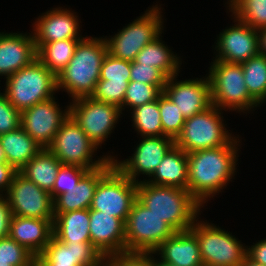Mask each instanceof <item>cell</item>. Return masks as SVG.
Returning a JSON list of instances; mask_svg holds the SVG:
<instances>
[{
  "label": "cell",
  "mask_w": 266,
  "mask_h": 266,
  "mask_svg": "<svg viewBox=\"0 0 266 266\" xmlns=\"http://www.w3.org/2000/svg\"><path fill=\"white\" fill-rule=\"evenodd\" d=\"M239 137L228 145L187 153L189 193L204 207L235 176Z\"/></svg>",
  "instance_id": "obj_1"
},
{
  "label": "cell",
  "mask_w": 266,
  "mask_h": 266,
  "mask_svg": "<svg viewBox=\"0 0 266 266\" xmlns=\"http://www.w3.org/2000/svg\"><path fill=\"white\" fill-rule=\"evenodd\" d=\"M107 53L105 38L84 37L67 66L56 76L57 90L67 92L70 100L90 97L100 80L101 65Z\"/></svg>",
  "instance_id": "obj_2"
},
{
  "label": "cell",
  "mask_w": 266,
  "mask_h": 266,
  "mask_svg": "<svg viewBox=\"0 0 266 266\" xmlns=\"http://www.w3.org/2000/svg\"><path fill=\"white\" fill-rule=\"evenodd\" d=\"M137 199L176 232L189 230L202 213L203 206L188 190L150 184L141 179L137 183Z\"/></svg>",
  "instance_id": "obj_3"
},
{
  "label": "cell",
  "mask_w": 266,
  "mask_h": 266,
  "mask_svg": "<svg viewBox=\"0 0 266 266\" xmlns=\"http://www.w3.org/2000/svg\"><path fill=\"white\" fill-rule=\"evenodd\" d=\"M210 65L207 76L211 86L212 105L222 111L243 112L246 115L261 106L247 90L241 64L213 60Z\"/></svg>",
  "instance_id": "obj_4"
},
{
  "label": "cell",
  "mask_w": 266,
  "mask_h": 266,
  "mask_svg": "<svg viewBox=\"0 0 266 266\" xmlns=\"http://www.w3.org/2000/svg\"><path fill=\"white\" fill-rule=\"evenodd\" d=\"M5 84L3 92L19 112L49 100L59 92L56 76L37 58L30 65L6 78Z\"/></svg>",
  "instance_id": "obj_5"
},
{
  "label": "cell",
  "mask_w": 266,
  "mask_h": 266,
  "mask_svg": "<svg viewBox=\"0 0 266 266\" xmlns=\"http://www.w3.org/2000/svg\"><path fill=\"white\" fill-rule=\"evenodd\" d=\"M221 114L222 110L212 105L186 118L175 145L185 153L228 145L236 136L227 130Z\"/></svg>",
  "instance_id": "obj_6"
},
{
  "label": "cell",
  "mask_w": 266,
  "mask_h": 266,
  "mask_svg": "<svg viewBox=\"0 0 266 266\" xmlns=\"http://www.w3.org/2000/svg\"><path fill=\"white\" fill-rule=\"evenodd\" d=\"M161 5H153L111 38L104 37L108 53L133 62L139 51L163 33Z\"/></svg>",
  "instance_id": "obj_7"
},
{
  "label": "cell",
  "mask_w": 266,
  "mask_h": 266,
  "mask_svg": "<svg viewBox=\"0 0 266 266\" xmlns=\"http://www.w3.org/2000/svg\"><path fill=\"white\" fill-rule=\"evenodd\" d=\"M196 219L189 229L197 238L204 266H240L246 256L243 245L230 231Z\"/></svg>",
  "instance_id": "obj_8"
},
{
  "label": "cell",
  "mask_w": 266,
  "mask_h": 266,
  "mask_svg": "<svg viewBox=\"0 0 266 266\" xmlns=\"http://www.w3.org/2000/svg\"><path fill=\"white\" fill-rule=\"evenodd\" d=\"M62 165L79 166L88 171L95 170L106 164L112 155H102L94 159L95 151L99 149L81 127L69 116L56 133L53 142L47 147ZM94 155V156H93Z\"/></svg>",
  "instance_id": "obj_9"
},
{
  "label": "cell",
  "mask_w": 266,
  "mask_h": 266,
  "mask_svg": "<svg viewBox=\"0 0 266 266\" xmlns=\"http://www.w3.org/2000/svg\"><path fill=\"white\" fill-rule=\"evenodd\" d=\"M176 231L138 199L125 223V252L153 253Z\"/></svg>",
  "instance_id": "obj_10"
},
{
  "label": "cell",
  "mask_w": 266,
  "mask_h": 266,
  "mask_svg": "<svg viewBox=\"0 0 266 266\" xmlns=\"http://www.w3.org/2000/svg\"><path fill=\"white\" fill-rule=\"evenodd\" d=\"M137 199V183L115 165L98 182L89 209L105 212L126 223Z\"/></svg>",
  "instance_id": "obj_11"
},
{
  "label": "cell",
  "mask_w": 266,
  "mask_h": 266,
  "mask_svg": "<svg viewBox=\"0 0 266 266\" xmlns=\"http://www.w3.org/2000/svg\"><path fill=\"white\" fill-rule=\"evenodd\" d=\"M70 103V116L99 148L116 128L121 109L114 104L101 102L92 97H82Z\"/></svg>",
  "instance_id": "obj_12"
},
{
  "label": "cell",
  "mask_w": 266,
  "mask_h": 266,
  "mask_svg": "<svg viewBox=\"0 0 266 266\" xmlns=\"http://www.w3.org/2000/svg\"><path fill=\"white\" fill-rule=\"evenodd\" d=\"M13 215L37 219H54L53 199L47 191L20 172L14 175L5 194Z\"/></svg>",
  "instance_id": "obj_13"
},
{
  "label": "cell",
  "mask_w": 266,
  "mask_h": 266,
  "mask_svg": "<svg viewBox=\"0 0 266 266\" xmlns=\"http://www.w3.org/2000/svg\"><path fill=\"white\" fill-rule=\"evenodd\" d=\"M56 100L54 96L21 112V127L43 148L53 142L56 133L70 116V105L63 110Z\"/></svg>",
  "instance_id": "obj_14"
},
{
  "label": "cell",
  "mask_w": 266,
  "mask_h": 266,
  "mask_svg": "<svg viewBox=\"0 0 266 266\" xmlns=\"http://www.w3.org/2000/svg\"><path fill=\"white\" fill-rule=\"evenodd\" d=\"M132 156L125 160L112 159L114 165L132 182L139 183V176L150 178L165 154L175 144L169 136L142 137Z\"/></svg>",
  "instance_id": "obj_15"
},
{
  "label": "cell",
  "mask_w": 266,
  "mask_h": 266,
  "mask_svg": "<svg viewBox=\"0 0 266 266\" xmlns=\"http://www.w3.org/2000/svg\"><path fill=\"white\" fill-rule=\"evenodd\" d=\"M231 16L235 24L223 29L217 36L214 60L241 64L260 53L258 30Z\"/></svg>",
  "instance_id": "obj_16"
},
{
  "label": "cell",
  "mask_w": 266,
  "mask_h": 266,
  "mask_svg": "<svg viewBox=\"0 0 266 266\" xmlns=\"http://www.w3.org/2000/svg\"><path fill=\"white\" fill-rule=\"evenodd\" d=\"M169 77L163 92L177 105L185 118L192 117L212 106L208 76L177 81Z\"/></svg>",
  "instance_id": "obj_17"
},
{
  "label": "cell",
  "mask_w": 266,
  "mask_h": 266,
  "mask_svg": "<svg viewBox=\"0 0 266 266\" xmlns=\"http://www.w3.org/2000/svg\"><path fill=\"white\" fill-rule=\"evenodd\" d=\"M74 11L69 8H52L39 15L32 30L36 50L44 43L70 38H84L79 32L80 22Z\"/></svg>",
  "instance_id": "obj_18"
},
{
  "label": "cell",
  "mask_w": 266,
  "mask_h": 266,
  "mask_svg": "<svg viewBox=\"0 0 266 266\" xmlns=\"http://www.w3.org/2000/svg\"><path fill=\"white\" fill-rule=\"evenodd\" d=\"M91 244L103 258L125 252V223L116 217L89 209Z\"/></svg>",
  "instance_id": "obj_19"
},
{
  "label": "cell",
  "mask_w": 266,
  "mask_h": 266,
  "mask_svg": "<svg viewBox=\"0 0 266 266\" xmlns=\"http://www.w3.org/2000/svg\"><path fill=\"white\" fill-rule=\"evenodd\" d=\"M30 32H0V76L6 79L37 58L34 37Z\"/></svg>",
  "instance_id": "obj_20"
},
{
  "label": "cell",
  "mask_w": 266,
  "mask_h": 266,
  "mask_svg": "<svg viewBox=\"0 0 266 266\" xmlns=\"http://www.w3.org/2000/svg\"><path fill=\"white\" fill-rule=\"evenodd\" d=\"M103 259L91 242L63 243L52 235L43 253L35 257V264L98 266Z\"/></svg>",
  "instance_id": "obj_21"
},
{
  "label": "cell",
  "mask_w": 266,
  "mask_h": 266,
  "mask_svg": "<svg viewBox=\"0 0 266 266\" xmlns=\"http://www.w3.org/2000/svg\"><path fill=\"white\" fill-rule=\"evenodd\" d=\"M113 166L110 159L100 168L88 171L76 186L53 200V213L89 209L98 182Z\"/></svg>",
  "instance_id": "obj_22"
},
{
  "label": "cell",
  "mask_w": 266,
  "mask_h": 266,
  "mask_svg": "<svg viewBox=\"0 0 266 266\" xmlns=\"http://www.w3.org/2000/svg\"><path fill=\"white\" fill-rule=\"evenodd\" d=\"M54 219H37L14 215L9 237L24 246L35 257L42 254L53 235Z\"/></svg>",
  "instance_id": "obj_23"
},
{
  "label": "cell",
  "mask_w": 266,
  "mask_h": 266,
  "mask_svg": "<svg viewBox=\"0 0 266 266\" xmlns=\"http://www.w3.org/2000/svg\"><path fill=\"white\" fill-rule=\"evenodd\" d=\"M174 266H204L196 236L190 231L175 232L153 252Z\"/></svg>",
  "instance_id": "obj_24"
},
{
  "label": "cell",
  "mask_w": 266,
  "mask_h": 266,
  "mask_svg": "<svg viewBox=\"0 0 266 266\" xmlns=\"http://www.w3.org/2000/svg\"><path fill=\"white\" fill-rule=\"evenodd\" d=\"M144 180L150 184L171 186L187 190V153L174 144L165 154L153 175L149 179H143L142 181Z\"/></svg>",
  "instance_id": "obj_25"
},
{
  "label": "cell",
  "mask_w": 266,
  "mask_h": 266,
  "mask_svg": "<svg viewBox=\"0 0 266 266\" xmlns=\"http://www.w3.org/2000/svg\"><path fill=\"white\" fill-rule=\"evenodd\" d=\"M0 143L7 163L17 172L43 149L21 126L0 135Z\"/></svg>",
  "instance_id": "obj_26"
},
{
  "label": "cell",
  "mask_w": 266,
  "mask_h": 266,
  "mask_svg": "<svg viewBox=\"0 0 266 266\" xmlns=\"http://www.w3.org/2000/svg\"><path fill=\"white\" fill-rule=\"evenodd\" d=\"M89 209L54 213L53 235L63 243L91 242Z\"/></svg>",
  "instance_id": "obj_27"
},
{
  "label": "cell",
  "mask_w": 266,
  "mask_h": 266,
  "mask_svg": "<svg viewBox=\"0 0 266 266\" xmlns=\"http://www.w3.org/2000/svg\"><path fill=\"white\" fill-rule=\"evenodd\" d=\"M162 34L154 41L142 48L136 56L135 62L153 66L161 70L168 78L178 75L182 59L174 54L172 49L162 41Z\"/></svg>",
  "instance_id": "obj_28"
},
{
  "label": "cell",
  "mask_w": 266,
  "mask_h": 266,
  "mask_svg": "<svg viewBox=\"0 0 266 266\" xmlns=\"http://www.w3.org/2000/svg\"><path fill=\"white\" fill-rule=\"evenodd\" d=\"M61 165L62 163L48 148H43L19 172L50 193Z\"/></svg>",
  "instance_id": "obj_29"
},
{
  "label": "cell",
  "mask_w": 266,
  "mask_h": 266,
  "mask_svg": "<svg viewBox=\"0 0 266 266\" xmlns=\"http://www.w3.org/2000/svg\"><path fill=\"white\" fill-rule=\"evenodd\" d=\"M82 39L70 38L44 43L37 49V59L57 76L72 59L76 46Z\"/></svg>",
  "instance_id": "obj_30"
},
{
  "label": "cell",
  "mask_w": 266,
  "mask_h": 266,
  "mask_svg": "<svg viewBox=\"0 0 266 266\" xmlns=\"http://www.w3.org/2000/svg\"><path fill=\"white\" fill-rule=\"evenodd\" d=\"M130 113L132 126L141 137L166 136L162 128L159 97L157 100L136 107Z\"/></svg>",
  "instance_id": "obj_31"
},
{
  "label": "cell",
  "mask_w": 266,
  "mask_h": 266,
  "mask_svg": "<svg viewBox=\"0 0 266 266\" xmlns=\"http://www.w3.org/2000/svg\"><path fill=\"white\" fill-rule=\"evenodd\" d=\"M241 66L249 94L262 105L266 102V56L259 53Z\"/></svg>",
  "instance_id": "obj_32"
},
{
  "label": "cell",
  "mask_w": 266,
  "mask_h": 266,
  "mask_svg": "<svg viewBox=\"0 0 266 266\" xmlns=\"http://www.w3.org/2000/svg\"><path fill=\"white\" fill-rule=\"evenodd\" d=\"M227 8L233 16L250 27L266 28V0H227Z\"/></svg>",
  "instance_id": "obj_33"
},
{
  "label": "cell",
  "mask_w": 266,
  "mask_h": 266,
  "mask_svg": "<svg viewBox=\"0 0 266 266\" xmlns=\"http://www.w3.org/2000/svg\"><path fill=\"white\" fill-rule=\"evenodd\" d=\"M165 86H155L142 82L130 81L126 89V94L123 100L121 111L125 108H130L129 111L146 103L157 100L163 93Z\"/></svg>",
  "instance_id": "obj_34"
},
{
  "label": "cell",
  "mask_w": 266,
  "mask_h": 266,
  "mask_svg": "<svg viewBox=\"0 0 266 266\" xmlns=\"http://www.w3.org/2000/svg\"><path fill=\"white\" fill-rule=\"evenodd\" d=\"M159 110L163 133L175 140L181 133L186 118L164 92L159 96Z\"/></svg>",
  "instance_id": "obj_35"
},
{
  "label": "cell",
  "mask_w": 266,
  "mask_h": 266,
  "mask_svg": "<svg viewBox=\"0 0 266 266\" xmlns=\"http://www.w3.org/2000/svg\"><path fill=\"white\" fill-rule=\"evenodd\" d=\"M0 260L12 266L35 265V256L10 237L0 238Z\"/></svg>",
  "instance_id": "obj_36"
},
{
  "label": "cell",
  "mask_w": 266,
  "mask_h": 266,
  "mask_svg": "<svg viewBox=\"0 0 266 266\" xmlns=\"http://www.w3.org/2000/svg\"><path fill=\"white\" fill-rule=\"evenodd\" d=\"M128 83L129 82L99 80L90 97L97 101L117 105L120 108L123 105Z\"/></svg>",
  "instance_id": "obj_37"
},
{
  "label": "cell",
  "mask_w": 266,
  "mask_h": 266,
  "mask_svg": "<svg viewBox=\"0 0 266 266\" xmlns=\"http://www.w3.org/2000/svg\"><path fill=\"white\" fill-rule=\"evenodd\" d=\"M88 172L79 166L61 165L55 179L50 195L54 200L58 195L68 192L78 184L80 179Z\"/></svg>",
  "instance_id": "obj_38"
},
{
  "label": "cell",
  "mask_w": 266,
  "mask_h": 266,
  "mask_svg": "<svg viewBox=\"0 0 266 266\" xmlns=\"http://www.w3.org/2000/svg\"><path fill=\"white\" fill-rule=\"evenodd\" d=\"M131 62L107 53L103 59L100 80L130 82Z\"/></svg>",
  "instance_id": "obj_39"
},
{
  "label": "cell",
  "mask_w": 266,
  "mask_h": 266,
  "mask_svg": "<svg viewBox=\"0 0 266 266\" xmlns=\"http://www.w3.org/2000/svg\"><path fill=\"white\" fill-rule=\"evenodd\" d=\"M168 77L153 66L131 62L130 81L142 82L155 86H165Z\"/></svg>",
  "instance_id": "obj_40"
},
{
  "label": "cell",
  "mask_w": 266,
  "mask_h": 266,
  "mask_svg": "<svg viewBox=\"0 0 266 266\" xmlns=\"http://www.w3.org/2000/svg\"><path fill=\"white\" fill-rule=\"evenodd\" d=\"M21 126V112L0 92V135L16 130Z\"/></svg>",
  "instance_id": "obj_41"
},
{
  "label": "cell",
  "mask_w": 266,
  "mask_h": 266,
  "mask_svg": "<svg viewBox=\"0 0 266 266\" xmlns=\"http://www.w3.org/2000/svg\"><path fill=\"white\" fill-rule=\"evenodd\" d=\"M107 259L114 266H152V253L122 252Z\"/></svg>",
  "instance_id": "obj_42"
},
{
  "label": "cell",
  "mask_w": 266,
  "mask_h": 266,
  "mask_svg": "<svg viewBox=\"0 0 266 266\" xmlns=\"http://www.w3.org/2000/svg\"><path fill=\"white\" fill-rule=\"evenodd\" d=\"M13 212L5 194H0V238L9 237Z\"/></svg>",
  "instance_id": "obj_43"
},
{
  "label": "cell",
  "mask_w": 266,
  "mask_h": 266,
  "mask_svg": "<svg viewBox=\"0 0 266 266\" xmlns=\"http://www.w3.org/2000/svg\"><path fill=\"white\" fill-rule=\"evenodd\" d=\"M17 171L7 162L0 163V194H6Z\"/></svg>",
  "instance_id": "obj_44"
},
{
  "label": "cell",
  "mask_w": 266,
  "mask_h": 266,
  "mask_svg": "<svg viewBox=\"0 0 266 266\" xmlns=\"http://www.w3.org/2000/svg\"><path fill=\"white\" fill-rule=\"evenodd\" d=\"M247 246L246 254L253 260L266 266V239Z\"/></svg>",
  "instance_id": "obj_45"
},
{
  "label": "cell",
  "mask_w": 266,
  "mask_h": 266,
  "mask_svg": "<svg viewBox=\"0 0 266 266\" xmlns=\"http://www.w3.org/2000/svg\"><path fill=\"white\" fill-rule=\"evenodd\" d=\"M259 52L266 56V28L258 30Z\"/></svg>",
  "instance_id": "obj_46"
},
{
  "label": "cell",
  "mask_w": 266,
  "mask_h": 266,
  "mask_svg": "<svg viewBox=\"0 0 266 266\" xmlns=\"http://www.w3.org/2000/svg\"><path fill=\"white\" fill-rule=\"evenodd\" d=\"M240 266H265L261 263H258L256 261H253L247 254L243 260V263Z\"/></svg>",
  "instance_id": "obj_47"
},
{
  "label": "cell",
  "mask_w": 266,
  "mask_h": 266,
  "mask_svg": "<svg viewBox=\"0 0 266 266\" xmlns=\"http://www.w3.org/2000/svg\"><path fill=\"white\" fill-rule=\"evenodd\" d=\"M154 253H152V266H174L168 263H165L164 261L160 260L159 258H154Z\"/></svg>",
  "instance_id": "obj_48"
},
{
  "label": "cell",
  "mask_w": 266,
  "mask_h": 266,
  "mask_svg": "<svg viewBox=\"0 0 266 266\" xmlns=\"http://www.w3.org/2000/svg\"><path fill=\"white\" fill-rule=\"evenodd\" d=\"M34 266H76L75 264H35Z\"/></svg>",
  "instance_id": "obj_49"
},
{
  "label": "cell",
  "mask_w": 266,
  "mask_h": 266,
  "mask_svg": "<svg viewBox=\"0 0 266 266\" xmlns=\"http://www.w3.org/2000/svg\"><path fill=\"white\" fill-rule=\"evenodd\" d=\"M7 162L3 148L0 143V163Z\"/></svg>",
  "instance_id": "obj_50"
},
{
  "label": "cell",
  "mask_w": 266,
  "mask_h": 266,
  "mask_svg": "<svg viewBox=\"0 0 266 266\" xmlns=\"http://www.w3.org/2000/svg\"><path fill=\"white\" fill-rule=\"evenodd\" d=\"M98 266H114L107 258H104Z\"/></svg>",
  "instance_id": "obj_51"
},
{
  "label": "cell",
  "mask_w": 266,
  "mask_h": 266,
  "mask_svg": "<svg viewBox=\"0 0 266 266\" xmlns=\"http://www.w3.org/2000/svg\"><path fill=\"white\" fill-rule=\"evenodd\" d=\"M0 266H12L9 264V262L0 260Z\"/></svg>",
  "instance_id": "obj_52"
}]
</instances>
